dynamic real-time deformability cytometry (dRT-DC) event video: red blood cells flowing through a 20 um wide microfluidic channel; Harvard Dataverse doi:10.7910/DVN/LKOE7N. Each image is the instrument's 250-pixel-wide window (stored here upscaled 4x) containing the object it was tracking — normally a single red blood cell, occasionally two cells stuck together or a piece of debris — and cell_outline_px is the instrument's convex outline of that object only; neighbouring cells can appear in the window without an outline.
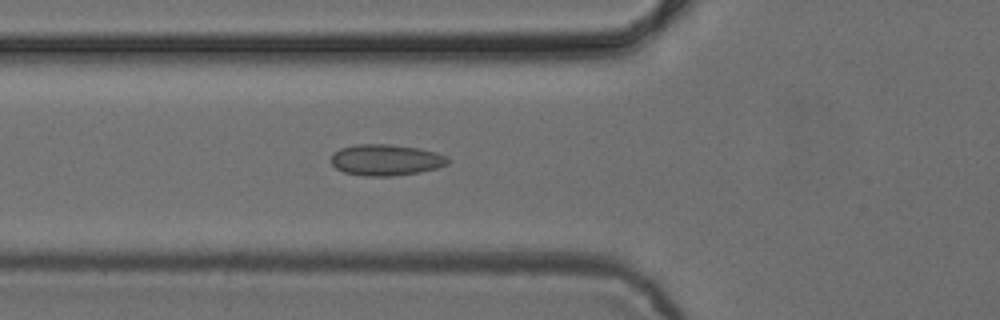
{"species": "common noctule bat (a hibernating species)", "species_latin": "Nyctalus noctula", "temperature_condition": "cold", "stored_images_in_passage": 52, "camera_frame_rate_fps": 3000, "um_per_image_px": 0.085, "animal": {"sex": "female", "body_mass_g": 24.6, "forearm_length_mm": 56.2}, "frame": {"image": 1, "passage_image": 19, "time_ms": 6.0, "image_size_px": [1000, 320], "cell_outline_px": [[448, 160], [444, 164], [432, 168], [416, 172], [344, 172], [336, 168], [332, 164], [332, 156], [336, 152], [344, 148], [368, 144], [380, 144], [416, 148], [432, 152], [444, 156]], "centroid_in_image_um": [32.77, 13.53], "position_along_channel_um": 93.0, "area_um2": 18.67}}
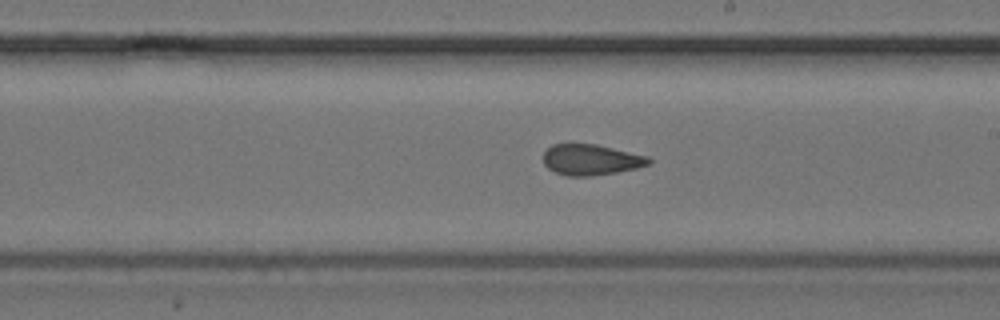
{"frame": {"image": 2, "passage_image": 30, "time_ms": 9.667, "image_size_px": [1000, 320], "cell_outline_px": [[652, 160], [648, 164], [632, 168], [612, 172], [580, 176], [572, 176], [556, 172], [548, 168], [544, 164], [544, 152], [548, 148], [556, 144], [592, 144], [644, 156]], "centroid_in_image_um": [50.14, 13.57], "position_along_channel_um": 238.9, "area_um2": 17.86}}
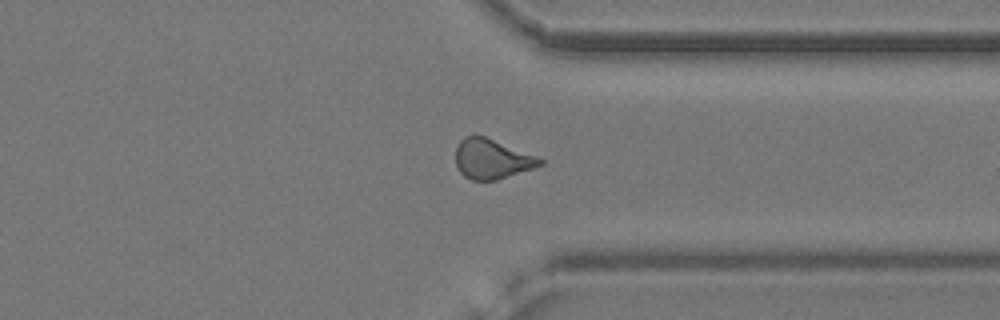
{"frame": {"image": 3, "passage_image": 40, "time_ms": 13.0, "image_size_px": [1000, 320], "cell_outline_px": [[544, 164], [496, 180], [472, 180], [464, 176], [460, 172], [456, 164], [456, 148], [460, 140], [468, 136], [484, 136], [544, 160]], "centroid_in_image_um": [41.77, 13.53], "position_along_channel_um": 369.6, "area_um2": 19.02}, "authors_computed_cell_mechanics": {"area_um2": 18.4382, "velocity_mm_per_s": 3.9574, "shape_relaxation_time_tau1_ms": null, "shape_relaxation_time_tau2_ms": 1.6112, "deformation_change_tau1": null, "deformation_change_tau2": 0.075}}